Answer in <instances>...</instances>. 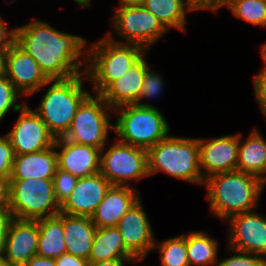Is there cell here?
<instances>
[{
    "mask_svg": "<svg viewBox=\"0 0 266 266\" xmlns=\"http://www.w3.org/2000/svg\"><path fill=\"white\" fill-rule=\"evenodd\" d=\"M254 96L266 120V68L263 67L253 78Z\"/></svg>",
    "mask_w": 266,
    "mask_h": 266,
    "instance_id": "cell-35",
    "label": "cell"
},
{
    "mask_svg": "<svg viewBox=\"0 0 266 266\" xmlns=\"http://www.w3.org/2000/svg\"><path fill=\"white\" fill-rule=\"evenodd\" d=\"M113 131L120 142L148 150L170 133L163 112L150 103L127 104L113 109Z\"/></svg>",
    "mask_w": 266,
    "mask_h": 266,
    "instance_id": "cell-6",
    "label": "cell"
},
{
    "mask_svg": "<svg viewBox=\"0 0 266 266\" xmlns=\"http://www.w3.org/2000/svg\"><path fill=\"white\" fill-rule=\"evenodd\" d=\"M63 230L66 253L89 260L97 230L91 217L63 213Z\"/></svg>",
    "mask_w": 266,
    "mask_h": 266,
    "instance_id": "cell-22",
    "label": "cell"
},
{
    "mask_svg": "<svg viewBox=\"0 0 266 266\" xmlns=\"http://www.w3.org/2000/svg\"><path fill=\"white\" fill-rule=\"evenodd\" d=\"M159 253L160 266H190L187 256V233L164 239H155L152 251Z\"/></svg>",
    "mask_w": 266,
    "mask_h": 266,
    "instance_id": "cell-28",
    "label": "cell"
},
{
    "mask_svg": "<svg viewBox=\"0 0 266 266\" xmlns=\"http://www.w3.org/2000/svg\"><path fill=\"white\" fill-rule=\"evenodd\" d=\"M12 2H9V1H7L6 3L7 4H12L14 1H16V0H11Z\"/></svg>",
    "mask_w": 266,
    "mask_h": 266,
    "instance_id": "cell-48",
    "label": "cell"
},
{
    "mask_svg": "<svg viewBox=\"0 0 266 266\" xmlns=\"http://www.w3.org/2000/svg\"><path fill=\"white\" fill-rule=\"evenodd\" d=\"M38 226V256L56 259L66 253L62 212L55 216L38 219Z\"/></svg>",
    "mask_w": 266,
    "mask_h": 266,
    "instance_id": "cell-24",
    "label": "cell"
},
{
    "mask_svg": "<svg viewBox=\"0 0 266 266\" xmlns=\"http://www.w3.org/2000/svg\"><path fill=\"white\" fill-rule=\"evenodd\" d=\"M149 66L144 56L120 78L113 81L100 96L112 109L127 104H136L140 98L146 69Z\"/></svg>",
    "mask_w": 266,
    "mask_h": 266,
    "instance_id": "cell-20",
    "label": "cell"
},
{
    "mask_svg": "<svg viewBox=\"0 0 266 266\" xmlns=\"http://www.w3.org/2000/svg\"><path fill=\"white\" fill-rule=\"evenodd\" d=\"M266 183L238 170L217 173L205 179L211 214L220 220L258 208Z\"/></svg>",
    "mask_w": 266,
    "mask_h": 266,
    "instance_id": "cell-2",
    "label": "cell"
},
{
    "mask_svg": "<svg viewBox=\"0 0 266 266\" xmlns=\"http://www.w3.org/2000/svg\"><path fill=\"white\" fill-rule=\"evenodd\" d=\"M149 176L165 172L175 179L204 185L199 165V139L168 135L147 150Z\"/></svg>",
    "mask_w": 266,
    "mask_h": 266,
    "instance_id": "cell-5",
    "label": "cell"
},
{
    "mask_svg": "<svg viewBox=\"0 0 266 266\" xmlns=\"http://www.w3.org/2000/svg\"><path fill=\"white\" fill-rule=\"evenodd\" d=\"M58 169L55 145L29 154L15 155L10 179H53Z\"/></svg>",
    "mask_w": 266,
    "mask_h": 266,
    "instance_id": "cell-21",
    "label": "cell"
},
{
    "mask_svg": "<svg viewBox=\"0 0 266 266\" xmlns=\"http://www.w3.org/2000/svg\"><path fill=\"white\" fill-rule=\"evenodd\" d=\"M22 95L16 90L12 82L4 73L0 74V123L6 117L10 110L18 112L26 103L18 104Z\"/></svg>",
    "mask_w": 266,
    "mask_h": 266,
    "instance_id": "cell-30",
    "label": "cell"
},
{
    "mask_svg": "<svg viewBox=\"0 0 266 266\" xmlns=\"http://www.w3.org/2000/svg\"><path fill=\"white\" fill-rule=\"evenodd\" d=\"M232 15L254 26L266 28V2L262 0H228L225 7Z\"/></svg>",
    "mask_w": 266,
    "mask_h": 266,
    "instance_id": "cell-29",
    "label": "cell"
},
{
    "mask_svg": "<svg viewBox=\"0 0 266 266\" xmlns=\"http://www.w3.org/2000/svg\"><path fill=\"white\" fill-rule=\"evenodd\" d=\"M111 113L113 109L100 95L90 94L78 107L71 127L63 138L102 150L109 140L110 129L113 130Z\"/></svg>",
    "mask_w": 266,
    "mask_h": 266,
    "instance_id": "cell-8",
    "label": "cell"
},
{
    "mask_svg": "<svg viewBox=\"0 0 266 266\" xmlns=\"http://www.w3.org/2000/svg\"><path fill=\"white\" fill-rule=\"evenodd\" d=\"M9 209L13 218L38 220L60 212L52 179H10Z\"/></svg>",
    "mask_w": 266,
    "mask_h": 266,
    "instance_id": "cell-7",
    "label": "cell"
},
{
    "mask_svg": "<svg viewBox=\"0 0 266 266\" xmlns=\"http://www.w3.org/2000/svg\"><path fill=\"white\" fill-rule=\"evenodd\" d=\"M111 259H135L125 248L118 228H97L92 244L89 262Z\"/></svg>",
    "mask_w": 266,
    "mask_h": 266,
    "instance_id": "cell-25",
    "label": "cell"
},
{
    "mask_svg": "<svg viewBox=\"0 0 266 266\" xmlns=\"http://www.w3.org/2000/svg\"><path fill=\"white\" fill-rule=\"evenodd\" d=\"M116 227L121 233L126 250L138 262L146 260L152 252L156 238L141 198L131 206Z\"/></svg>",
    "mask_w": 266,
    "mask_h": 266,
    "instance_id": "cell-14",
    "label": "cell"
},
{
    "mask_svg": "<svg viewBox=\"0 0 266 266\" xmlns=\"http://www.w3.org/2000/svg\"><path fill=\"white\" fill-rule=\"evenodd\" d=\"M15 42L37 61L49 80L85 74L88 41L82 36L60 31L48 22L34 19L15 27ZM81 66L85 68L82 70Z\"/></svg>",
    "mask_w": 266,
    "mask_h": 266,
    "instance_id": "cell-1",
    "label": "cell"
},
{
    "mask_svg": "<svg viewBox=\"0 0 266 266\" xmlns=\"http://www.w3.org/2000/svg\"><path fill=\"white\" fill-rule=\"evenodd\" d=\"M226 221L229 226L228 247L266 258V215L255 209L234 215Z\"/></svg>",
    "mask_w": 266,
    "mask_h": 266,
    "instance_id": "cell-12",
    "label": "cell"
},
{
    "mask_svg": "<svg viewBox=\"0 0 266 266\" xmlns=\"http://www.w3.org/2000/svg\"><path fill=\"white\" fill-rule=\"evenodd\" d=\"M8 22L0 17V48H9L15 42V27L9 28Z\"/></svg>",
    "mask_w": 266,
    "mask_h": 266,
    "instance_id": "cell-38",
    "label": "cell"
},
{
    "mask_svg": "<svg viewBox=\"0 0 266 266\" xmlns=\"http://www.w3.org/2000/svg\"><path fill=\"white\" fill-rule=\"evenodd\" d=\"M84 80L88 81L86 74L46 82L49 87L34 111L56 139L66 135L78 107L91 94L84 89Z\"/></svg>",
    "mask_w": 266,
    "mask_h": 266,
    "instance_id": "cell-4",
    "label": "cell"
},
{
    "mask_svg": "<svg viewBox=\"0 0 266 266\" xmlns=\"http://www.w3.org/2000/svg\"><path fill=\"white\" fill-rule=\"evenodd\" d=\"M230 256L217 261L216 266H266V258L258 254L227 247ZM233 253V255H232Z\"/></svg>",
    "mask_w": 266,
    "mask_h": 266,
    "instance_id": "cell-32",
    "label": "cell"
},
{
    "mask_svg": "<svg viewBox=\"0 0 266 266\" xmlns=\"http://www.w3.org/2000/svg\"><path fill=\"white\" fill-rule=\"evenodd\" d=\"M148 52L140 45L115 42L106 35L88 44L85 74L92 84L91 92L100 95Z\"/></svg>",
    "mask_w": 266,
    "mask_h": 266,
    "instance_id": "cell-3",
    "label": "cell"
},
{
    "mask_svg": "<svg viewBox=\"0 0 266 266\" xmlns=\"http://www.w3.org/2000/svg\"><path fill=\"white\" fill-rule=\"evenodd\" d=\"M242 135L239 132L236 170L252 174L266 183V139L256 127L244 141Z\"/></svg>",
    "mask_w": 266,
    "mask_h": 266,
    "instance_id": "cell-23",
    "label": "cell"
},
{
    "mask_svg": "<svg viewBox=\"0 0 266 266\" xmlns=\"http://www.w3.org/2000/svg\"><path fill=\"white\" fill-rule=\"evenodd\" d=\"M78 179L79 178L70 173L64 172L60 169L56 170L52 180L54 184L55 196L60 205L74 190Z\"/></svg>",
    "mask_w": 266,
    "mask_h": 266,
    "instance_id": "cell-33",
    "label": "cell"
},
{
    "mask_svg": "<svg viewBox=\"0 0 266 266\" xmlns=\"http://www.w3.org/2000/svg\"><path fill=\"white\" fill-rule=\"evenodd\" d=\"M111 19V28L123 40L112 38V32L106 36L112 41L137 44L147 51L159 41L168 30L141 4L117 5Z\"/></svg>",
    "mask_w": 266,
    "mask_h": 266,
    "instance_id": "cell-9",
    "label": "cell"
},
{
    "mask_svg": "<svg viewBox=\"0 0 266 266\" xmlns=\"http://www.w3.org/2000/svg\"><path fill=\"white\" fill-rule=\"evenodd\" d=\"M58 169L77 178L99 173L101 150L89 145L70 142L63 137L55 140Z\"/></svg>",
    "mask_w": 266,
    "mask_h": 266,
    "instance_id": "cell-18",
    "label": "cell"
},
{
    "mask_svg": "<svg viewBox=\"0 0 266 266\" xmlns=\"http://www.w3.org/2000/svg\"><path fill=\"white\" fill-rule=\"evenodd\" d=\"M165 87V81L160 74L157 71H153L150 69V66L146 69V74L144 77L143 84L141 86V92H140V98L138 102L136 103L137 105H142V100L143 99H153L157 98L159 96Z\"/></svg>",
    "mask_w": 266,
    "mask_h": 266,
    "instance_id": "cell-31",
    "label": "cell"
},
{
    "mask_svg": "<svg viewBox=\"0 0 266 266\" xmlns=\"http://www.w3.org/2000/svg\"><path fill=\"white\" fill-rule=\"evenodd\" d=\"M56 266H89V261L64 253L55 259Z\"/></svg>",
    "mask_w": 266,
    "mask_h": 266,
    "instance_id": "cell-39",
    "label": "cell"
},
{
    "mask_svg": "<svg viewBox=\"0 0 266 266\" xmlns=\"http://www.w3.org/2000/svg\"><path fill=\"white\" fill-rule=\"evenodd\" d=\"M99 172L112 185L130 186L131 181L149 177L147 150L116 139L101 150Z\"/></svg>",
    "mask_w": 266,
    "mask_h": 266,
    "instance_id": "cell-10",
    "label": "cell"
},
{
    "mask_svg": "<svg viewBox=\"0 0 266 266\" xmlns=\"http://www.w3.org/2000/svg\"><path fill=\"white\" fill-rule=\"evenodd\" d=\"M13 215L9 207L0 208V250L3 249Z\"/></svg>",
    "mask_w": 266,
    "mask_h": 266,
    "instance_id": "cell-37",
    "label": "cell"
},
{
    "mask_svg": "<svg viewBox=\"0 0 266 266\" xmlns=\"http://www.w3.org/2000/svg\"><path fill=\"white\" fill-rule=\"evenodd\" d=\"M75 3H77L79 6H83V7H90L91 5V0H73Z\"/></svg>",
    "mask_w": 266,
    "mask_h": 266,
    "instance_id": "cell-46",
    "label": "cell"
},
{
    "mask_svg": "<svg viewBox=\"0 0 266 266\" xmlns=\"http://www.w3.org/2000/svg\"><path fill=\"white\" fill-rule=\"evenodd\" d=\"M187 234V256L189 265L216 266L219 260V243L216 238L204 231Z\"/></svg>",
    "mask_w": 266,
    "mask_h": 266,
    "instance_id": "cell-27",
    "label": "cell"
},
{
    "mask_svg": "<svg viewBox=\"0 0 266 266\" xmlns=\"http://www.w3.org/2000/svg\"><path fill=\"white\" fill-rule=\"evenodd\" d=\"M199 139V165L203 179L236 170L238 162L239 132L213 139Z\"/></svg>",
    "mask_w": 266,
    "mask_h": 266,
    "instance_id": "cell-15",
    "label": "cell"
},
{
    "mask_svg": "<svg viewBox=\"0 0 266 266\" xmlns=\"http://www.w3.org/2000/svg\"><path fill=\"white\" fill-rule=\"evenodd\" d=\"M22 266H56L55 259L35 255Z\"/></svg>",
    "mask_w": 266,
    "mask_h": 266,
    "instance_id": "cell-42",
    "label": "cell"
},
{
    "mask_svg": "<svg viewBox=\"0 0 266 266\" xmlns=\"http://www.w3.org/2000/svg\"><path fill=\"white\" fill-rule=\"evenodd\" d=\"M260 56L262 57V61L264 62L265 64V68H266V42L261 45V48H260Z\"/></svg>",
    "mask_w": 266,
    "mask_h": 266,
    "instance_id": "cell-45",
    "label": "cell"
},
{
    "mask_svg": "<svg viewBox=\"0 0 266 266\" xmlns=\"http://www.w3.org/2000/svg\"><path fill=\"white\" fill-rule=\"evenodd\" d=\"M190 8L195 12L198 10H211L217 12L226 7L228 0H187Z\"/></svg>",
    "mask_w": 266,
    "mask_h": 266,
    "instance_id": "cell-36",
    "label": "cell"
},
{
    "mask_svg": "<svg viewBox=\"0 0 266 266\" xmlns=\"http://www.w3.org/2000/svg\"><path fill=\"white\" fill-rule=\"evenodd\" d=\"M8 48H0V74L4 72V55Z\"/></svg>",
    "mask_w": 266,
    "mask_h": 266,
    "instance_id": "cell-43",
    "label": "cell"
},
{
    "mask_svg": "<svg viewBox=\"0 0 266 266\" xmlns=\"http://www.w3.org/2000/svg\"><path fill=\"white\" fill-rule=\"evenodd\" d=\"M140 199L138 191L131 186L111 185L104 199L91 216L96 228L117 226L125 213Z\"/></svg>",
    "mask_w": 266,
    "mask_h": 266,
    "instance_id": "cell-19",
    "label": "cell"
},
{
    "mask_svg": "<svg viewBox=\"0 0 266 266\" xmlns=\"http://www.w3.org/2000/svg\"><path fill=\"white\" fill-rule=\"evenodd\" d=\"M38 220L13 219L2 249L8 266H22L37 255Z\"/></svg>",
    "mask_w": 266,
    "mask_h": 266,
    "instance_id": "cell-17",
    "label": "cell"
},
{
    "mask_svg": "<svg viewBox=\"0 0 266 266\" xmlns=\"http://www.w3.org/2000/svg\"><path fill=\"white\" fill-rule=\"evenodd\" d=\"M145 0H119V5L141 4Z\"/></svg>",
    "mask_w": 266,
    "mask_h": 266,
    "instance_id": "cell-44",
    "label": "cell"
},
{
    "mask_svg": "<svg viewBox=\"0 0 266 266\" xmlns=\"http://www.w3.org/2000/svg\"><path fill=\"white\" fill-rule=\"evenodd\" d=\"M126 263L132 265L139 263L136 259H111L107 261L89 262V266H125Z\"/></svg>",
    "mask_w": 266,
    "mask_h": 266,
    "instance_id": "cell-41",
    "label": "cell"
},
{
    "mask_svg": "<svg viewBox=\"0 0 266 266\" xmlns=\"http://www.w3.org/2000/svg\"><path fill=\"white\" fill-rule=\"evenodd\" d=\"M141 5L151 12L169 31L186 30L187 14L192 13L187 0H145Z\"/></svg>",
    "mask_w": 266,
    "mask_h": 266,
    "instance_id": "cell-26",
    "label": "cell"
},
{
    "mask_svg": "<svg viewBox=\"0 0 266 266\" xmlns=\"http://www.w3.org/2000/svg\"><path fill=\"white\" fill-rule=\"evenodd\" d=\"M10 178L0 176V208L9 207Z\"/></svg>",
    "mask_w": 266,
    "mask_h": 266,
    "instance_id": "cell-40",
    "label": "cell"
},
{
    "mask_svg": "<svg viewBox=\"0 0 266 266\" xmlns=\"http://www.w3.org/2000/svg\"><path fill=\"white\" fill-rule=\"evenodd\" d=\"M14 156L9 138L0 135V176L11 177Z\"/></svg>",
    "mask_w": 266,
    "mask_h": 266,
    "instance_id": "cell-34",
    "label": "cell"
},
{
    "mask_svg": "<svg viewBox=\"0 0 266 266\" xmlns=\"http://www.w3.org/2000/svg\"><path fill=\"white\" fill-rule=\"evenodd\" d=\"M18 112L20 114L15 125L5 134L14 155L38 152L54 145L56 138L30 105L25 103Z\"/></svg>",
    "mask_w": 266,
    "mask_h": 266,
    "instance_id": "cell-11",
    "label": "cell"
},
{
    "mask_svg": "<svg viewBox=\"0 0 266 266\" xmlns=\"http://www.w3.org/2000/svg\"><path fill=\"white\" fill-rule=\"evenodd\" d=\"M3 73L22 96L40 92L49 80L37 61L16 42L5 51Z\"/></svg>",
    "mask_w": 266,
    "mask_h": 266,
    "instance_id": "cell-13",
    "label": "cell"
},
{
    "mask_svg": "<svg viewBox=\"0 0 266 266\" xmlns=\"http://www.w3.org/2000/svg\"><path fill=\"white\" fill-rule=\"evenodd\" d=\"M0 266H8L2 250H0Z\"/></svg>",
    "mask_w": 266,
    "mask_h": 266,
    "instance_id": "cell-47",
    "label": "cell"
},
{
    "mask_svg": "<svg viewBox=\"0 0 266 266\" xmlns=\"http://www.w3.org/2000/svg\"><path fill=\"white\" fill-rule=\"evenodd\" d=\"M111 185L100 172L79 178L74 190L60 205V212L91 217Z\"/></svg>",
    "mask_w": 266,
    "mask_h": 266,
    "instance_id": "cell-16",
    "label": "cell"
}]
</instances>
